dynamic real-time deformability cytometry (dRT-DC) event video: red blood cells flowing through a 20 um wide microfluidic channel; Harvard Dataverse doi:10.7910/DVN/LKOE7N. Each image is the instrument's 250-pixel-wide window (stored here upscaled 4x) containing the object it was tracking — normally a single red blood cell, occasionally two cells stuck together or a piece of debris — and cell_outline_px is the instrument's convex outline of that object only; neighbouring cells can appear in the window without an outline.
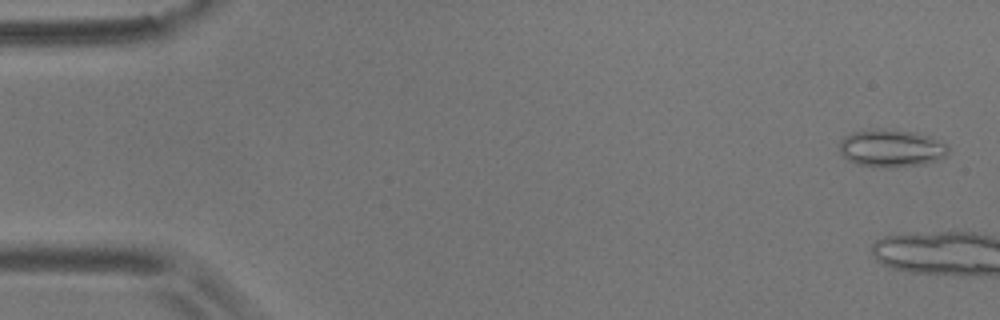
{"species": "common noctule bat (a hibernating species)", "species_latin": "Nyctalus noctula", "temperature_condition": "room temperature", "stored_images_in_passage": 11, "camera_frame_rate_fps": 3000, "um_per_image_px": 0.085, "animal": {"sex": "male", "body_mass_g": 17.9}, "frame": {"image": 1, "passage_image": 1, "time_ms": 0.0, "image_size_px": [1000, 320], "cell_outline_px": [[948, 152], [940, 160], [924, 164], [888, 168], [884, 168], [856, 164], [848, 160], [840, 152], [840, 140], [844, 136], [852, 132], [876, 128], [880, 128], [916, 132], [928, 136], [948, 144]], "centroid_in_image_um": [75.76, 12.6], "position_along_channel_um": 9.2, "area_um2": 24.1}}
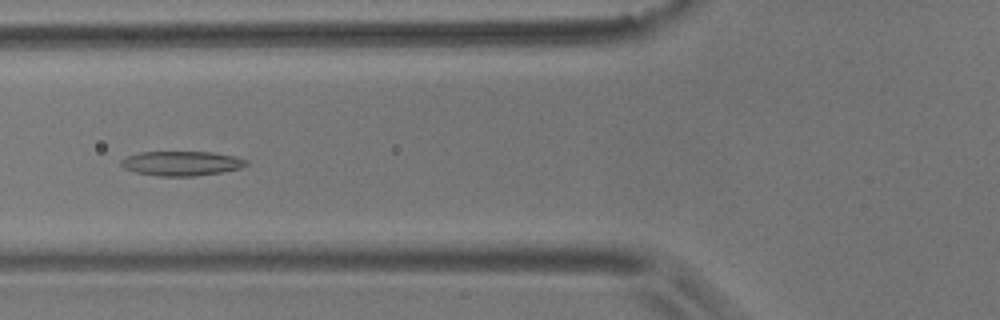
{"frame": {"image": 2, "passage_image": 7, "time_ms": 7.667, "image_size_px": [1000, 320], "cell_outline_px": [[248, 164], [240, 168], [220, 172], [192, 176], [156, 176], [136, 172], [124, 168], [120, 164], [120, 160], [128, 156], [140, 152], [212, 152], [236, 156], [248, 160]], "centroid_in_image_um": [15.43, 13.88], "position_along_channel_um": 110.4, "area_um2": 17.86}}
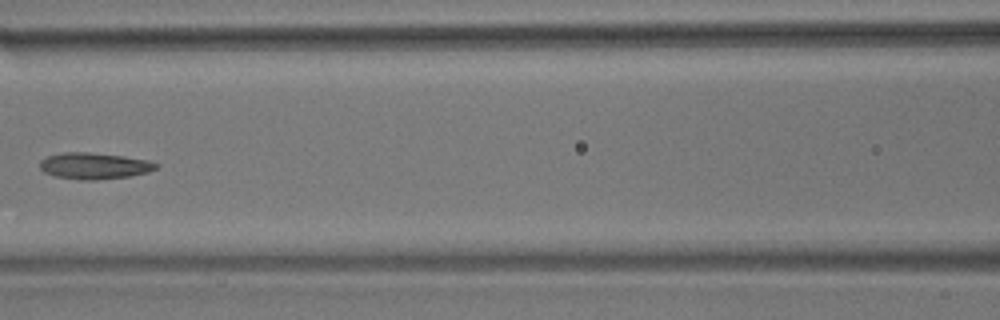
{"frame": {"image": 3, "passage_image": 8, "time_ms": 9.0, "image_size_px": [1000, 320], "cell_outline_px": [[160, 164], [156, 168], [148, 172], [128, 176], [96, 180], [84, 180], [56, 176], [44, 172], [40, 168], [40, 160], [48, 156], [64, 152], [88, 152], [124, 156], [148, 160]], "centroid_in_image_um": [8.02, 14.09], "position_along_channel_um": 158.6, "area_um2": 17.74}}